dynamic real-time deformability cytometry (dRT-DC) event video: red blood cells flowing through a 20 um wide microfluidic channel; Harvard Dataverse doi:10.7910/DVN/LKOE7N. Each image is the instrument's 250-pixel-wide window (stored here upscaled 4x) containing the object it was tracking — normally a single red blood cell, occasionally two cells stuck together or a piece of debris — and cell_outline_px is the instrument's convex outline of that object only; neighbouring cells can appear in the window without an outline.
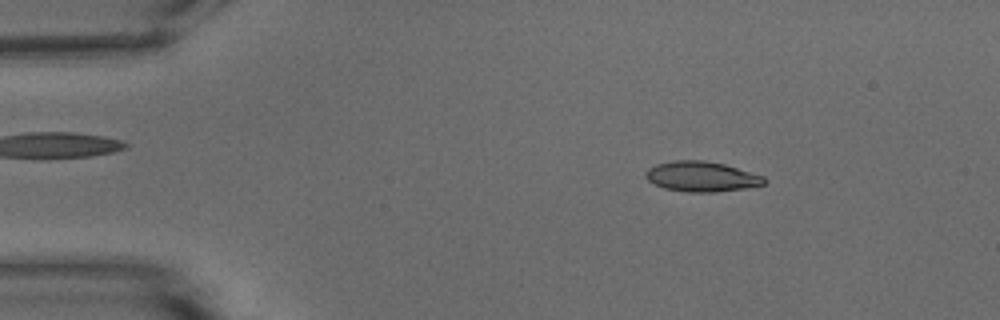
{"species": "common noctule bat (a hibernating species)", "species_latin": "Nyctalus noctula", "temperature_condition": "warm", "stored_images_in_passage": 49, "camera_frame_rate_fps": 3000, "um_per_image_px": 0.085, "animal": {"sex": "male", "body_mass_g": 15.6}, "frame": {"image": 1, "passage_image": 4, "time_ms": 1.0, "image_size_px": [1000, 320], "cell_outline_px": [[768, 180], [764, 184], [744, 188], [716, 192], [688, 192], [664, 188], [648, 180], [644, 176], [644, 172], [648, 168], [656, 164], [676, 160], [704, 160], [724, 164], [764, 176]], "centroid_in_image_um": [59.62, 15.0], "position_along_channel_um": 25.4, "area_um2": 20.81}}
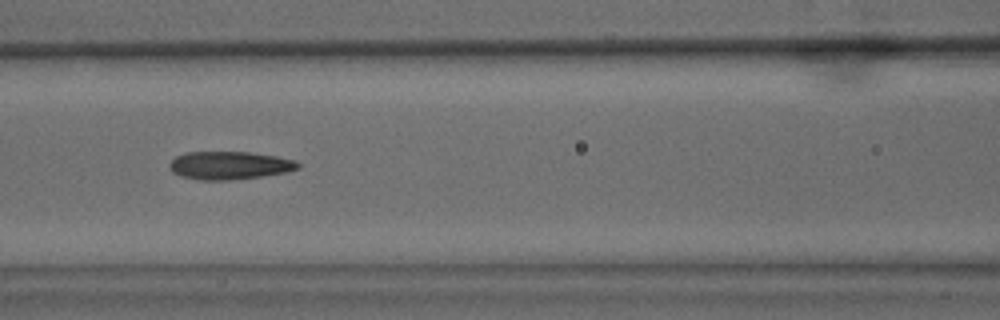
{"frame": {"image": 2, "passage_image": 19, "time_ms": 6.0, "image_size_px": [1000, 320], "cell_outline_px": [[300, 168], [288, 172], [232, 180], [200, 180], [180, 176], [172, 172], [168, 164], [176, 156], [184, 152], [248, 152], [276, 156], [296, 160], [300, 164]], "centroid_in_image_um": [19.5, 14.06], "position_along_channel_um": 147.1, "area_um2": 21.1}}
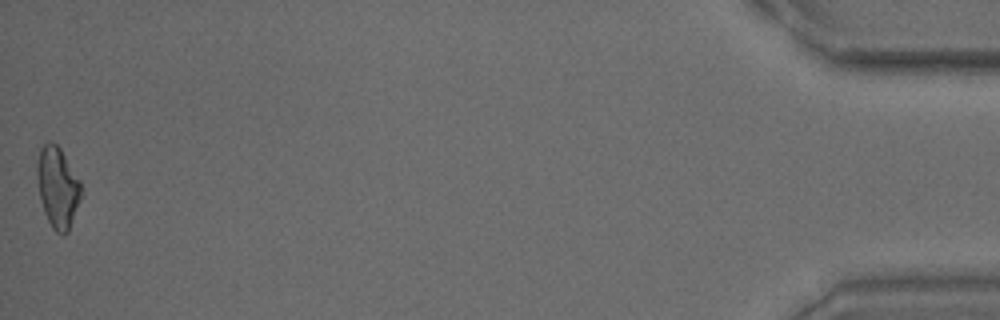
{"frame": {"image": 3, "passage_image": 49, "time_ms": 16.0, "image_size_px": [1000, 320], "cell_outline_px": [[80, 200], [68, 232], [64, 236], [56, 232], [52, 228], [44, 212], [40, 196], [36, 176], [36, 164], [40, 148], [44, 144], [52, 140], [60, 148], [80, 180]], "centroid_in_image_um": [4.88, 15.91], "position_along_channel_um": 430.3, "area_um2": 20.69}, "authors_computed_cell_mechanics": {"area_um2": 20.7502, "velocity_mm_per_s": 3.7928, "shape_relaxation_time_tau1_ms": 8.4184, "shape_relaxation_time_tau2_ms": 1.2401, "deformation_change_tau1": 0.2387, "deformation_change_tau2": 0.0947}}